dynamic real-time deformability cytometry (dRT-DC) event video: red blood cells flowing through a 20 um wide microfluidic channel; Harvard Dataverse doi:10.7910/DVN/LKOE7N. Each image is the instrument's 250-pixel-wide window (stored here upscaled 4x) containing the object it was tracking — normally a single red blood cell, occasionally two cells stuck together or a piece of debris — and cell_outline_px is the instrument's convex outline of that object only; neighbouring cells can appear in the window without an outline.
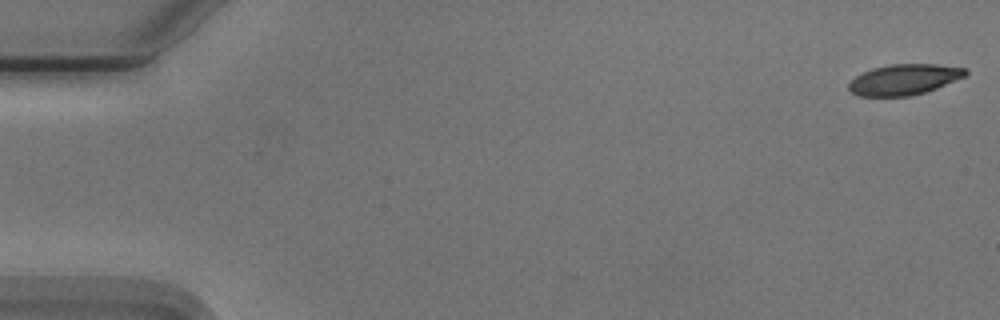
{"species": "Egyptian fruit bat (a non-hibernating species)", "species_latin": "Rousettus aegyptiacus", "temperature_condition": "cold", "stored_images_in_passage": 10, "camera_frame_rate_fps": 3000, "um_per_image_px": 0.085, "animal": {"sex": "male"}, "frame": {"image": 1, "passage_image": 1, "time_ms": 0.0, "image_size_px": [1000, 320], "cell_outline_px": [[968, 72], [964, 76], [936, 88], [912, 96], [860, 96], [852, 92], [848, 88], [848, 84], [856, 76], [872, 68], [888, 64], [936, 64], [964, 68]], "centroid_in_image_um": [76.82, 6.75], "position_along_channel_um": 8.2, "area_um2": 20.63}}